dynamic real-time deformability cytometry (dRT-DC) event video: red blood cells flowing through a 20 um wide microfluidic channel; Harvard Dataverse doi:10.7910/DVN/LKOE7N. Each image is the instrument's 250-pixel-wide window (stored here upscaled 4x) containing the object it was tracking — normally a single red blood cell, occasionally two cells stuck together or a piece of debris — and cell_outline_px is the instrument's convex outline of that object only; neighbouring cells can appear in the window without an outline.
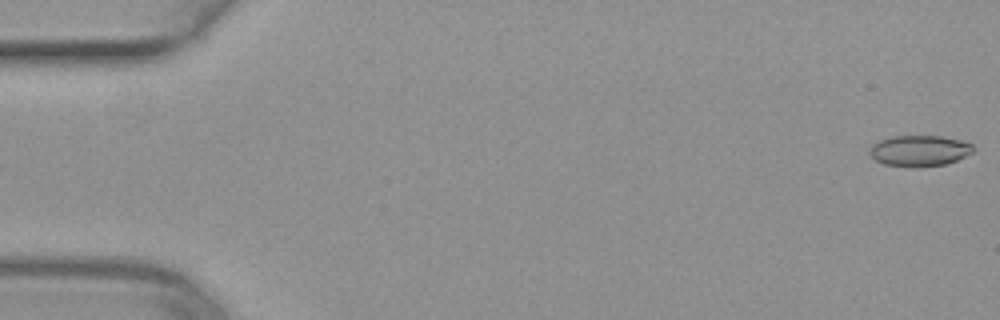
{"species": "common noctule bat (a hibernating species)", "species_latin": "Nyctalus noctula", "temperature_condition": "warm", "stored_images_in_passage": 45, "camera_frame_rate_fps": 3000, "um_per_image_px": 0.085, "animal": {"sex": "female", "body_mass_g": 29.2, "forearm_length_mm": 56.3}, "frame": {"image": 1, "passage_image": 1, "time_ms": 0.0, "image_size_px": [1000, 320], "cell_outline_px": [[976, 148], [972, 152], [956, 160], [944, 164], [912, 168], [884, 164], [876, 160], [868, 152], [872, 144], [880, 140], [892, 136], [940, 136], [960, 140], [972, 144]], "centroid_in_image_um": [78.13, 12.81], "position_along_channel_um": 6.9, "area_um2": 18.67}}
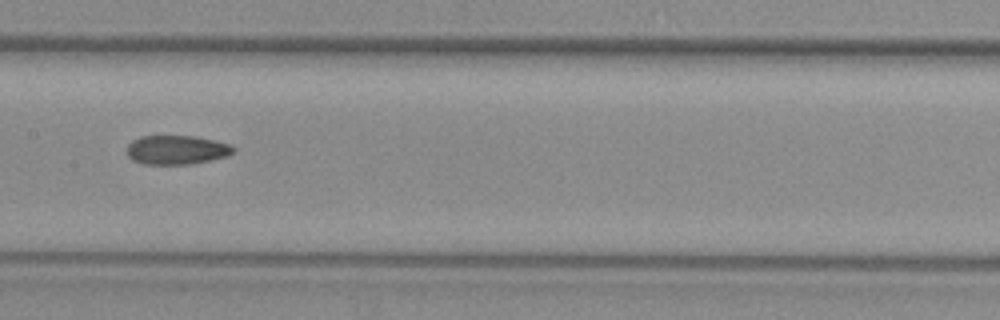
{"frame": {"image": 2, "passage_image": 26, "time_ms": 8.333, "image_size_px": [1000, 320], "cell_outline_px": [[236, 148], [232, 152], [224, 156], [208, 160], [188, 164], [144, 164], [132, 160], [128, 156], [128, 144], [132, 140], [140, 136], [196, 136], [228, 144]], "centroid_in_image_um": [14.95, 12.73], "position_along_channel_um": 192.4, "area_um2": 17.74}}
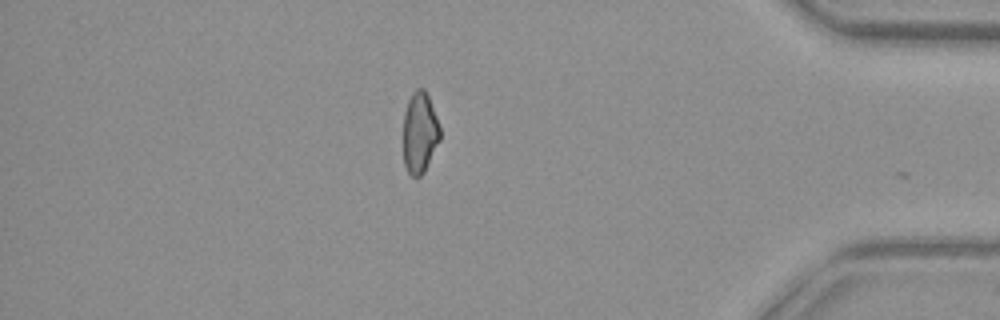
{"frame": {"image": 3, "passage_image": 44, "time_ms": 14.333, "image_size_px": [1000, 320], "cell_outline_px": [[440, 140], [424, 172], [420, 176], [412, 176], [408, 172], [404, 164], [404, 112], [408, 100], [412, 92], [416, 88], [424, 88], [428, 96], [436, 116], [440, 128]], "centroid_in_image_um": [35.68, 11.26], "position_along_channel_um": 399.5, "area_um2": 17.28}}